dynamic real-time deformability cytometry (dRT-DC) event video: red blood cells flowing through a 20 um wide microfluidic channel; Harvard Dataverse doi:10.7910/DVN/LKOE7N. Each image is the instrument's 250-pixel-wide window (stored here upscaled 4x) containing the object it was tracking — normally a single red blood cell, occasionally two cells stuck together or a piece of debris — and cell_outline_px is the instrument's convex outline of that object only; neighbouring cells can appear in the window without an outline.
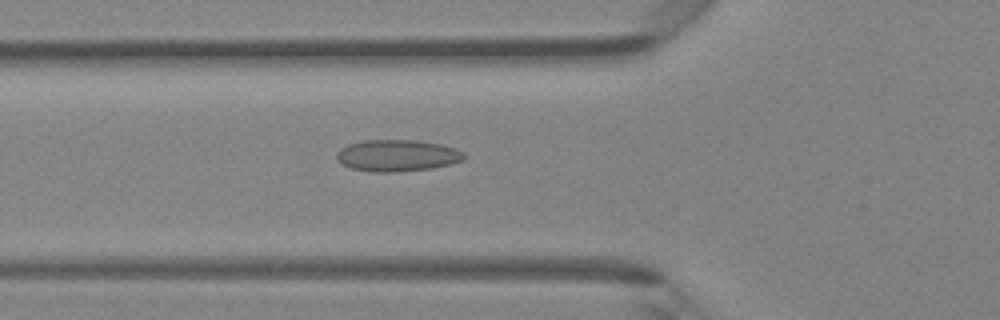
{"species": "Egyptian fruit bat (a non-hibernating species)", "species_latin": "Rousettus aegyptiacus", "temperature_condition": "room temperature", "stored_images_in_passage": 32, "camera_frame_rate_fps": 3000, "um_per_image_px": 0.085, "animal": {"sex": "female"}, "frame": {"image": 1, "passage_image": 2, "time_ms": 0.333, "image_size_px": [1000, 320], "cell_outline_px": [[468, 156], [464, 160], [432, 168], [396, 172], [376, 172], [352, 168], [340, 164], [336, 160], [336, 152], [340, 148], [348, 144], [364, 140], [416, 140], [440, 144], [456, 148], [464, 152]], "centroid_in_image_um": [33.76, 13.21], "position_along_channel_um": 92.0, "area_um2": 23.7}}
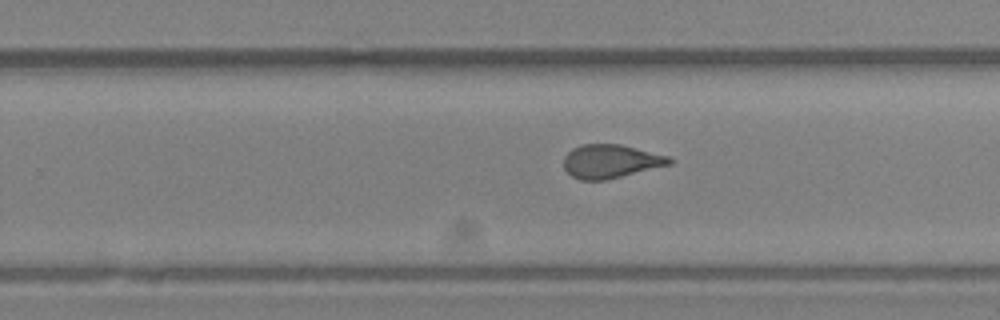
{"frame": {"image": 2, "passage_image": 15, "time_ms": 4.667, "image_size_px": [1000, 320], "cell_outline_px": [[672, 164], [604, 180], [580, 180], [572, 176], [564, 168], [564, 156], [572, 148], [580, 144], [620, 144], [668, 156], [672, 160]], "centroid_in_image_um": [51.88, 13.7], "position_along_channel_um": 277.9, "area_um2": 20.52}}
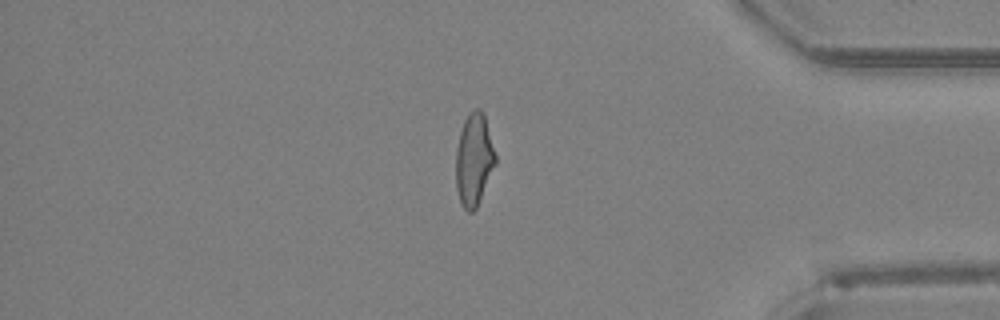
{"frame": {"image": 3, "passage_image": 25, "time_ms": 8.0, "image_size_px": [1000, 320], "cell_outline_px": [[496, 164], [476, 208], [472, 212], [468, 212], [460, 204], [456, 188], [456, 148], [460, 132], [464, 120], [476, 108], [480, 108], [484, 112], [496, 156]], "centroid_in_image_um": [40.28, 13.58], "position_along_channel_um": 394.9, "area_um2": 21.27}}